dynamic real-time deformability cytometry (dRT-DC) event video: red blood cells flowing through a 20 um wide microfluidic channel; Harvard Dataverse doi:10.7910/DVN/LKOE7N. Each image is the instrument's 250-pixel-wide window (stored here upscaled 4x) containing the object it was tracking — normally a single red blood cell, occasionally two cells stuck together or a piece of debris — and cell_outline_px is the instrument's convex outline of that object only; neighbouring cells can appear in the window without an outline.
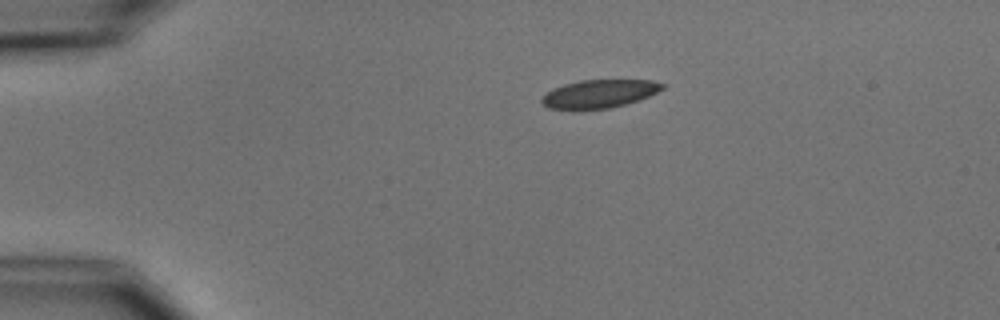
{"species": "common noctule bat (a hibernating species)", "species_latin": "Nyctalus noctula", "temperature_condition": "cold", "stored_images_in_passage": 2, "camera_frame_rate_fps": 3000, "um_per_image_px": 0.085, "animal": {"sex": "male", "body_mass_g": 15.6}, "frame": {"image": 1, "passage_image": 1, "time_ms": 0.0, "image_size_px": [1000, 320], "cell_outline_px": [[664, 88], [648, 96], [624, 104], [608, 108], [576, 112], [572, 112], [548, 108], [540, 100], [552, 88], [564, 84], [580, 80], [652, 80], [664, 84]], "centroid_in_image_um": [50.85, 8.0], "position_along_channel_um": 34.1, "area_um2": 20.17}}